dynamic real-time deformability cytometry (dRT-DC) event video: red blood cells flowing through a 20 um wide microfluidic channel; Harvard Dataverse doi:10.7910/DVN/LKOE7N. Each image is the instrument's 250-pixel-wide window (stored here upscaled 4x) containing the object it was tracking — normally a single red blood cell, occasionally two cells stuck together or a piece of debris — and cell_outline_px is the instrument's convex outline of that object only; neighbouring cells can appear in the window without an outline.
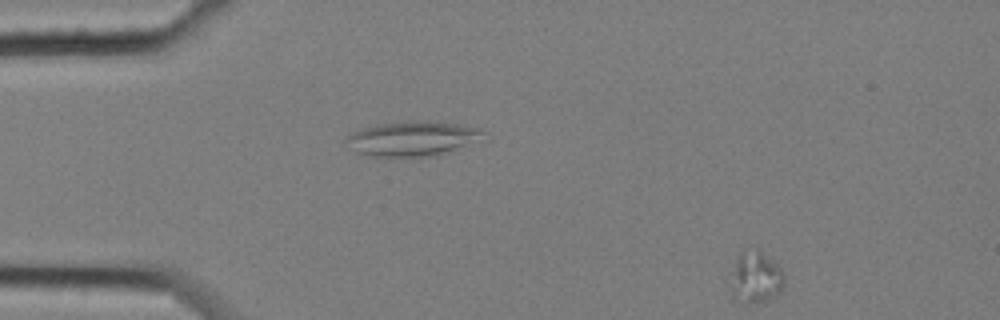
{"species": "common noctule bat (a hibernating species)", "species_latin": "Nyctalus noctula", "temperature_condition": "cold", "stored_images_in_passage": 53, "camera_frame_rate_fps": 3000, "um_per_image_px": 0.085, "animal": {"sex": "female", "body_mass_g": 25.1}, "frame": {"image": 1, "passage_image": 1, "time_ms": 0.0, "image_size_px": [1000, 320], "cell_outline_px": [[784, 284], [780, 292], [776, 296], [768, 300], [752, 304], [748, 304], [732, 296], [732, 288], [736, 264], [740, 252], [744, 248], [760, 248], [780, 268], [784, 276]], "centroid_in_image_um": [64.29, 23.56], "position_along_channel_um": 20.7, "area_um2": 15.95}}
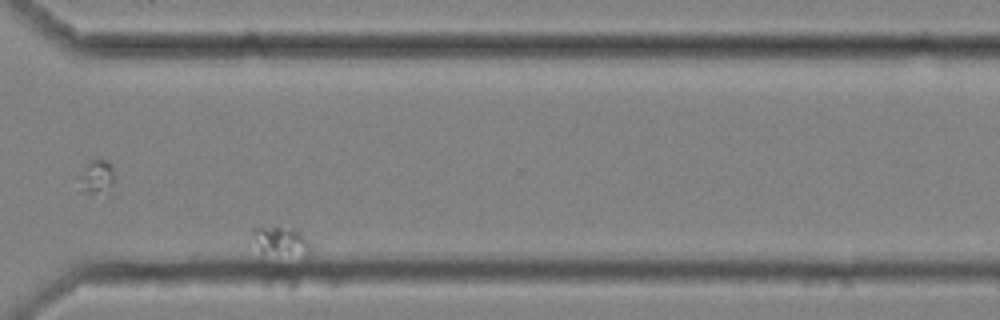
{"frame": {"image": 2, "passage_image": 39, "time_ms": 12.667, "image_size_px": [1000, 320], "cell_outline_px": [[312, 252], [308, 260], [300, 264], [264, 264], [260, 260], [252, 232], [252, 228], [296, 228], [300, 232], [308, 244]], "centroid_in_image_um": [23.9, 20.9], "position_along_channel_um": 346.7, "area_um2": 12.95}}